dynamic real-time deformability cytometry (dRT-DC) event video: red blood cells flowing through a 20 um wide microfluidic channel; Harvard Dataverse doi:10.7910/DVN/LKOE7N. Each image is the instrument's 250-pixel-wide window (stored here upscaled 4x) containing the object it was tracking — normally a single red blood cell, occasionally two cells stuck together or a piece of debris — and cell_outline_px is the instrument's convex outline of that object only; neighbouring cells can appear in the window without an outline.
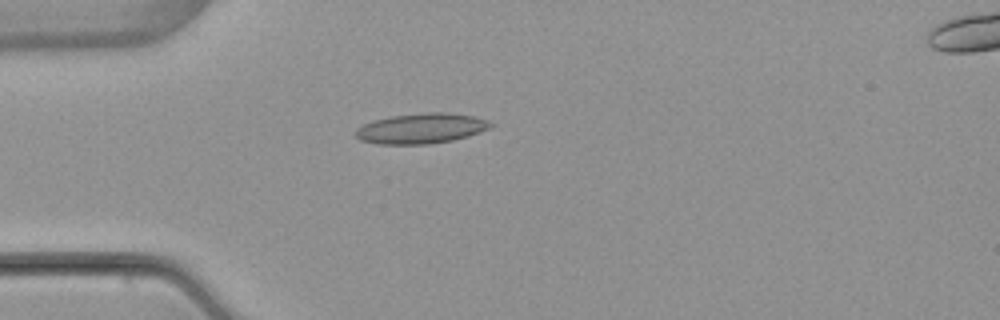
{"species": "common noctule bat (a hibernating species)", "species_latin": "Nyctalus noctula", "temperature_condition": "warm", "stored_images_in_passage": 4, "camera_frame_rate_fps": 3000, "um_per_image_px": 0.085, "animal": {"sex": "female", "body_mass_g": 22.7, "forearm_length_mm": 54.2}, "frame": {"image": 1, "passage_image": 4, "time_ms": 3.667, "image_size_px": [1000, 320], "cell_outline_px": [[496, 124], [492, 128], [468, 136], [452, 140], [428, 144], [376, 144], [360, 140], [352, 132], [356, 128], [372, 120], [392, 116], [424, 112], [448, 112], [476, 116], [488, 120]], "centroid_in_image_um": [35.82, 10.91], "position_along_channel_um": 49.2, "area_um2": 24.22}}